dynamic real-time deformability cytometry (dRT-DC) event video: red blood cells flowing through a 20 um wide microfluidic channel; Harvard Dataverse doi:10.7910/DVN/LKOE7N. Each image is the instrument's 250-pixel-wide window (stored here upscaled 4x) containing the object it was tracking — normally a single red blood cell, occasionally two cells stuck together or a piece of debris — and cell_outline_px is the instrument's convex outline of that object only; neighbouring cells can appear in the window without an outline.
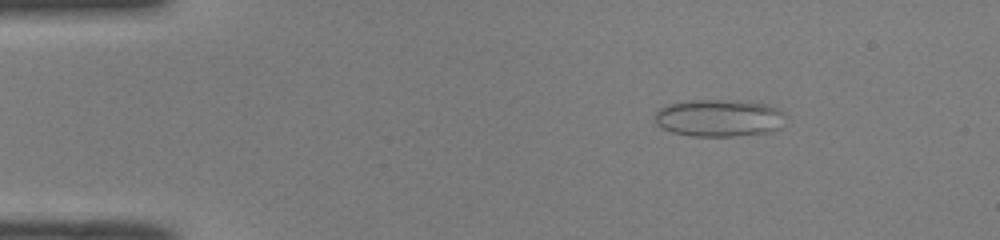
{"species": "common noctule bat (a hibernating species)", "species_latin": "Nyctalus noctula", "temperature_condition": "room temperature", "stored_images_in_passage": 48, "camera_frame_rate_fps": 3000, "um_per_image_px": 0.085, "animal": {"sex": "male", "body_mass_g": 19.0, "forearm_length_mm": 50.8}, "frame": {"image": 1, "passage_image": 6, "time_ms": 1.667, "image_size_px": [1000, 240], "cell_outline_px": [[784, 112], [780, 128], [772, 132], [732, 136], [692, 136], [672, 132], [660, 128], [656, 124], [656, 112], [660, 108], [668, 104], [688, 100], [748, 100], [768, 104]], "centroid_in_image_um": [61.12, 10.02], "position_along_channel_um": 23.9, "area_um2": 28.67}}
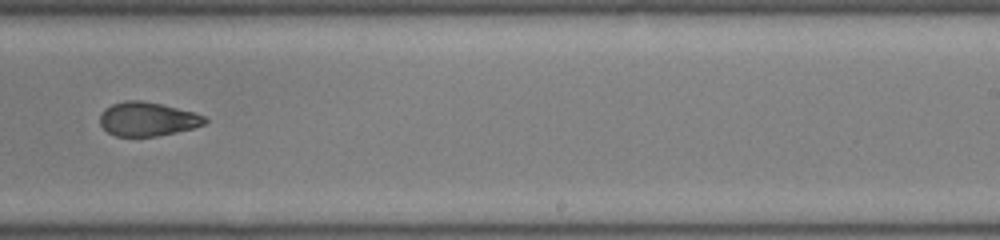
{"frame": {"image": 2, "passage_image": 30, "time_ms": 9.667, "image_size_px": [1000, 240], "cell_outline_px": [[208, 120], [204, 124], [192, 128], [176, 132], [156, 136], [116, 136], [108, 132], [100, 124], [100, 112], [104, 108], [112, 104], [124, 100], [140, 100], [164, 104], [196, 112], [204, 116]], "centroid_in_image_um": [12.53, 10.1], "position_along_channel_um": 276.5, "area_um2": 20.92}}
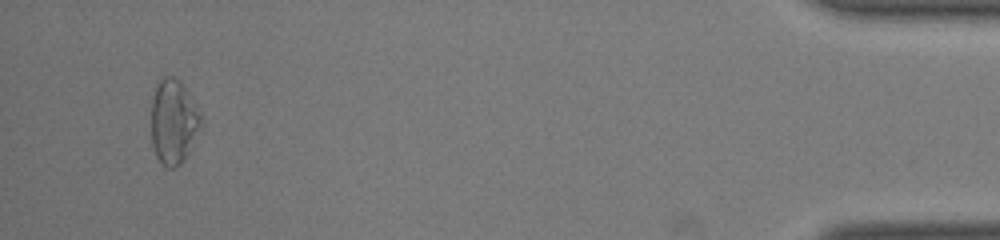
{"frame": {"image": 3, "passage_image": 46, "time_ms": 15.0, "image_size_px": [1000, 240], "cell_outline_px": [[200, 128], [192, 148], [184, 160], [180, 164], [172, 168], [168, 168], [156, 156], [152, 144], [152, 100], [156, 80], [164, 76], [172, 76], [188, 92], [200, 112]], "centroid_in_image_um": [14.74, 10.35], "position_along_channel_um": 420.5, "area_um2": 24.33}, "authors_computed_cell_mechanics": {"area_um2": 22.542, "velocity_mm_per_s": 4.1045, "shape_relaxation_time_tau1_ms": null, "shape_relaxation_time_tau2_ms": 1.6235, "deformation_change_tau1": null, "deformation_change_tau2": 0.0541}}